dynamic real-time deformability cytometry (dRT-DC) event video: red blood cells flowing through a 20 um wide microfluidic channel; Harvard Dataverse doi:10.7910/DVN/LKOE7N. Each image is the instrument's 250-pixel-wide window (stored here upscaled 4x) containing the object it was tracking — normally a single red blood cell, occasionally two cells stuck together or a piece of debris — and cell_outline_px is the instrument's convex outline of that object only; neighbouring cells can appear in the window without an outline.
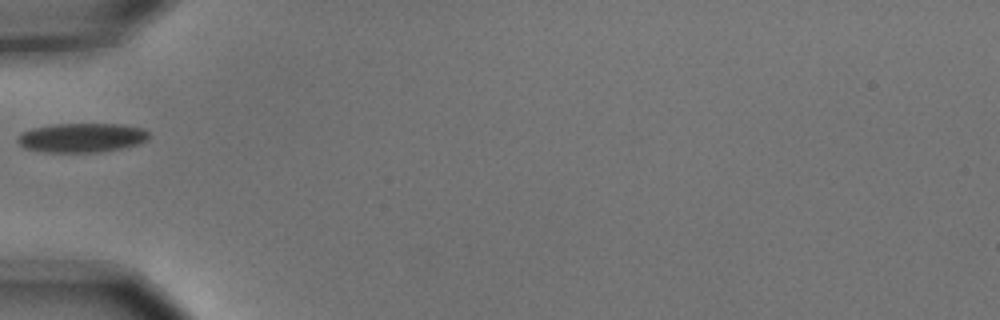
{"species": "common noctule bat (a hibernating species)", "species_latin": "Nyctalus noctula", "temperature_condition": "cold", "stored_images_in_passage": 1, "camera_frame_rate_fps": 3000, "um_per_image_px": 0.085, "animal": {"sex": "male", "body_mass_g": 15.6}, "frame": {"image": 1, "passage_image": 1, "time_ms": 0.0, "image_size_px": [1000, 320], "cell_outline_px": [[152, 136], [148, 140], [140, 144], [100, 152], [44, 152], [24, 148], [16, 140], [24, 132], [32, 128], [52, 124], [120, 124], [144, 128]], "centroid_in_image_um": [7.0, 11.7], "position_along_channel_um": 78.0, "area_um2": 22.48}}